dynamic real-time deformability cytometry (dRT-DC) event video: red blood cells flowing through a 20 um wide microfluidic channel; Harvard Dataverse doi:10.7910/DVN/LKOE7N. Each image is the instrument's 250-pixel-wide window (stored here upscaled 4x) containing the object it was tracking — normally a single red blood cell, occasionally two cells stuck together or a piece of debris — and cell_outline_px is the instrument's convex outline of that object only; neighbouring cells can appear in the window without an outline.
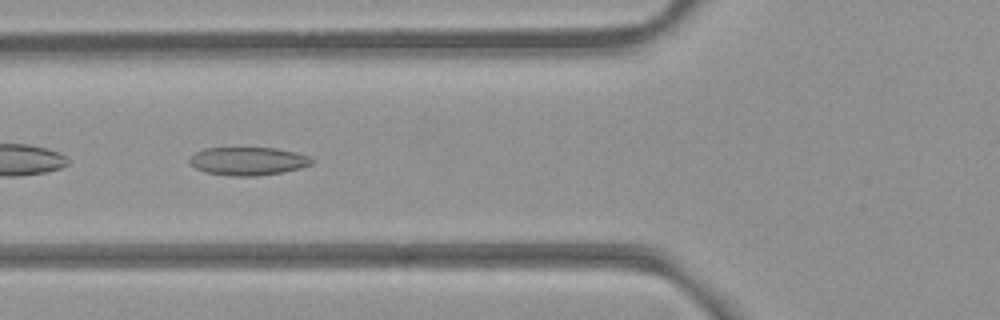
{"species": "common noctule bat (a hibernating species)", "species_latin": "Nyctalus noctula", "temperature_condition": "room temperature", "stored_images_in_passage": 37, "camera_frame_rate_fps": 3000, "um_per_image_px": 0.085, "animal": {"sex": "female", "body_mass_g": 21.9}, "frame": {"image": 1, "passage_image": 4, "time_ms": 1.0, "image_size_px": [1000, 320], "cell_outline_px": [[312, 164], [300, 168], [280, 172], [256, 176], [232, 176], [204, 172], [188, 164], [188, 160], [196, 152], [204, 148], [276, 148], [296, 152], [308, 156], [312, 160]], "centroid_in_image_um": [21.04, 13.69], "position_along_channel_um": 104.8, "area_um2": 20.0}}
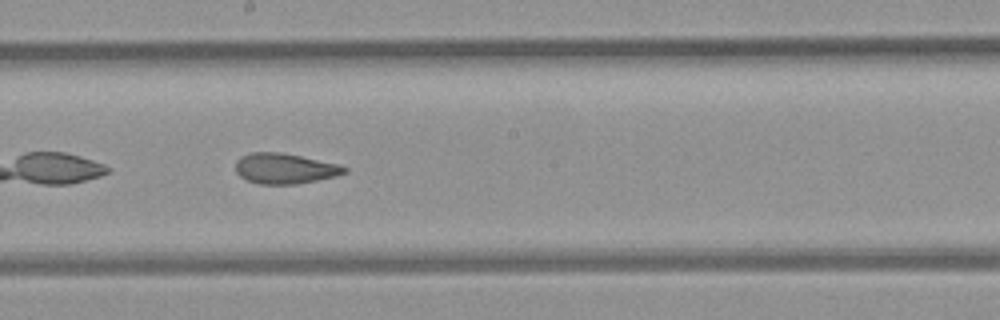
{"frame": {"image": 2, "passage_image": 13, "time_ms": 4.0, "image_size_px": [1000, 320], "cell_outline_px": [[348, 172], [336, 176], [296, 184], [260, 184], [248, 180], [240, 176], [236, 172], [236, 160], [240, 156], [252, 152], [280, 152], [340, 164], [348, 168]], "centroid_in_image_um": [24.22, 14.32], "position_along_channel_um": 224.0, "area_um2": 19.31}}
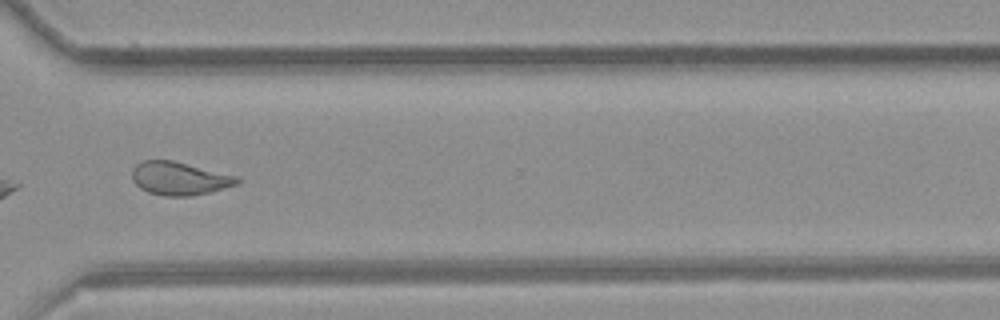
{"frame": {"image": 3, "passage_image": 23, "time_ms": 7.333, "image_size_px": [1000, 320], "cell_outline_px": [[240, 184], [192, 196], [164, 196], [148, 192], [140, 188], [132, 180], [132, 168], [136, 164], [144, 160], [172, 160], [240, 176]], "centroid_in_image_um": [15.27, 15.16], "position_along_channel_um": 355.3, "area_um2": 20.52}, "authors_computed_cell_mechanics": {"area_um2": 19.9988, "velocity_mm_per_s": 3.9506, "shape_relaxation_time_tau1_ms": null, "shape_relaxation_time_tau2_ms": 2.175, "deformation_change_tau1": null, "deformation_change_tau2": 0.0964}}